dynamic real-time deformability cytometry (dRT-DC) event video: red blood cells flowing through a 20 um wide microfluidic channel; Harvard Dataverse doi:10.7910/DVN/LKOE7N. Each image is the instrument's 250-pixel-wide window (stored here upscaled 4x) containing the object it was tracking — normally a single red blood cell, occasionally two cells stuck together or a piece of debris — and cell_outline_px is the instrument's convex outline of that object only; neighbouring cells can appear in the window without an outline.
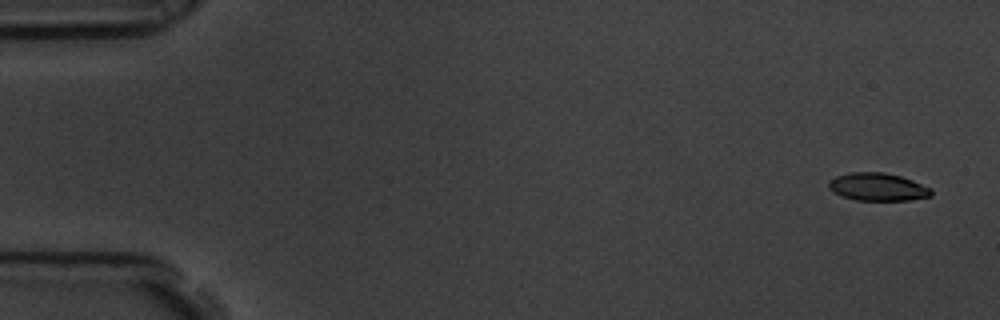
{"species": "common noctule bat (a hibernating species)", "species_latin": "Nyctalus noctula", "temperature_condition": "room temperature", "stored_images_in_passage": 11, "camera_frame_rate_fps": 3000, "um_per_image_px": 0.085, "animal": {"sex": "male", "body_mass_g": 19.5, "forearm_length_mm": 54.6}, "frame": {"image": 1, "passage_image": 1, "time_ms": 0.0, "image_size_px": [1000, 320], "cell_outline_px": [[932, 196], [908, 200], [856, 200], [840, 196], [832, 192], [828, 188], [828, 180], [836, 176], [848, 172], [884, 172], [900, 176], [912, 180], [932, 188]], "centroid_in_image_um": [74.57, 15.88], "position_along_channel_um": 10.4, "area_um2": 16.82}}
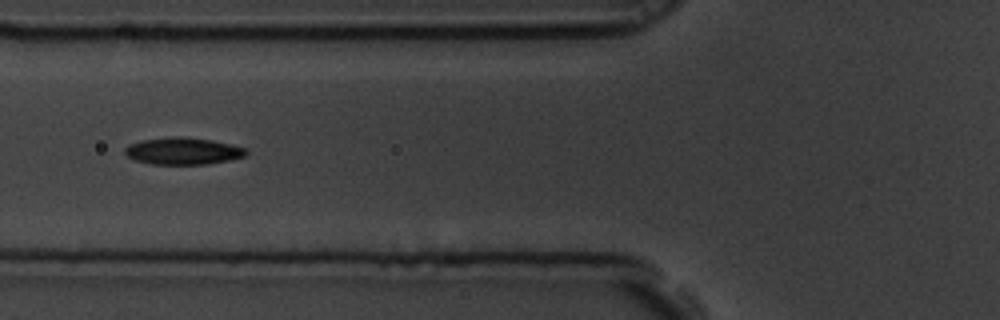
{"frame": {"image": 2, "passage_image": 6, "time_ms": 1.667, "image_size_px": [1000, 320], "cell_outline_px": [[248, 152], [244, 156], [228, 160], [208, 164], [152, 164], [136, 160], [128, 156], [124, 152], [124, 148], [128, 144], [140, 140], [172, 136], [180, 136], [208, 140], [228, 144], [244, 148]], "centroid_in_image_um": [15.49, 12.83], "position_along_channel_um": 110.3, "area_um2": 18.84}}
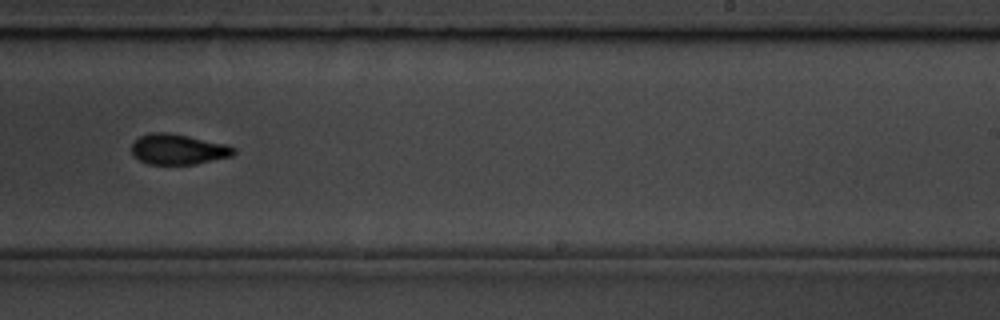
{"frame": {"image": 3, "passage_image": 10, "time_ms": 3.0, "image_size_px": [1000, 320], "cell_outline_px": [[236, 152], [232, 156], [196, 164], [148, 164], [132, 156], [132, 144], [140, 136], [148, 132], [168, 132], [228, 144], [236, 148]], "centroid_in_image_um": [15.15, 12.68], "position_along_channel_um": 273.8, "area_um2": 18.26}}